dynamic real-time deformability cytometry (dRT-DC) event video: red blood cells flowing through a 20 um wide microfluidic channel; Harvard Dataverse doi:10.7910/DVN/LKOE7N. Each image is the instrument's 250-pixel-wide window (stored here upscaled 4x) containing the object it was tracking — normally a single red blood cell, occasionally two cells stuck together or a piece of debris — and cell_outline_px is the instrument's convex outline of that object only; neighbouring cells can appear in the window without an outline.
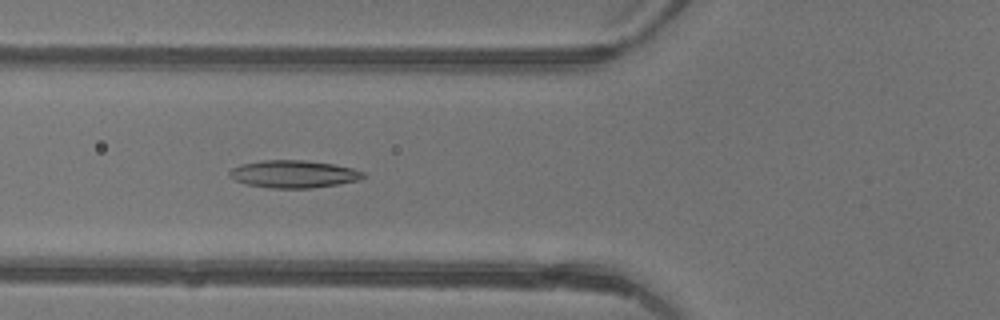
{"species": "common noctule bat (a hibernating species)", "species_latin": "Nyctalus noctula", "temperature_condition": "warm", "stored_images_in_passage": 6, "camera_frame_rate_fps": 3000, "um_per_image_px": 0.085, "animal": {"sex": "female"}, "frame": {"image": 1, "passage_image": 6, "time_ms": 1.667, "image_size_px": [1000, 320], "cell_outline_px": [[368, 176], [360, 180], [312, 188], [272, 188], [248, 184], [236, 180], [228, 176], [228, 172], [232, 168], [240, 164], [260, 160], [304, 160], [332, 164], [352, 168], [364, 172]], "centroid_in_image_um": [24.96, 14.79], "position_along_channel_um": 100.8, "area_um2": 21.44}}